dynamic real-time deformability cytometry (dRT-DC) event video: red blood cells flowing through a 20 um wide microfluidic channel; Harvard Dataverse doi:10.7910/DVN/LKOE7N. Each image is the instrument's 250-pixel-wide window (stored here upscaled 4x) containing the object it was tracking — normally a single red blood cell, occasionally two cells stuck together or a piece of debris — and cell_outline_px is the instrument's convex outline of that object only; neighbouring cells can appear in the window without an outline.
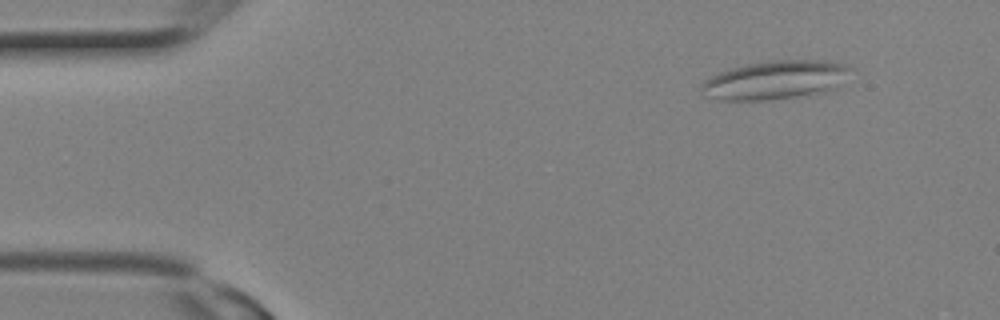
{"species": "Egyptian fruit bat (a non-hibernating species)", "species_latin": "Rousettus aegyptiacus", "temperature_condition": "room temperature", "stored_images_in_passage": 3, "camera_frame_rate_fps": 3000, "um_per_image_px": 0.085, "animal": {"sex": "female"}, "frame": {"image": 1, "passage_image": 1, "time_ms": 0.0, "image_size_px": [1000, 320], "cell_outline_px": [[856, 68], [840, 88], [828, 92], [764, 100], [720, 100], [700, 96], [700, 84], [704, 80], [720, 72], [732, 68], [764, 60], [828, 60], [844, 64]], "centroid_in_image_um": [65.97, 6.8], "position_along_channel_um": 19.0, "area_um2": 34.51}}